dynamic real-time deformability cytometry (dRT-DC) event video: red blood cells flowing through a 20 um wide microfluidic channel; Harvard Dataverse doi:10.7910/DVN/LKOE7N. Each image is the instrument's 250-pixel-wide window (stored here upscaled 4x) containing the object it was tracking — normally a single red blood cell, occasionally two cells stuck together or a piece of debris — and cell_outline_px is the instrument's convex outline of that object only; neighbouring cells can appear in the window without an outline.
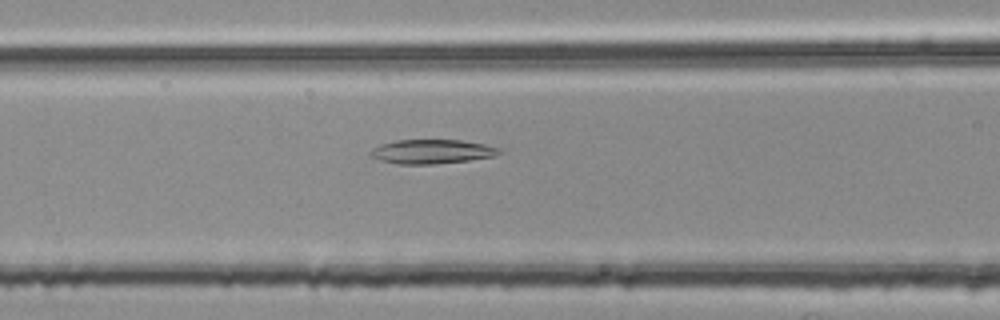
{"species": "common noctule bat (a hibernating species)", "species_latin": "Nyctalus noctula", "temperature_condition": "room temperature", "stored_images_in_passage": 35, "camera_frame_rate_fps": 3000, "um_per_image_px": 0.085, "animal": {"sex": "female", "body_mass_g": 25.1}, "frame": {"image": 1, "passage_image": 11, "time_ms": 3.333, "image_size_px": [1000, 320], "cell_outline_px": [[500, 152], [492, 156], [468, 160], [432, 164], [396, 164], [380, 160], [368, 156], [368, 152], [372, 148], [380, 144], [396, 140], [460, 140], [484, 144], [500, 148]], "centroid_in_image_um": [36.61, 12.88], "position_along_channel_um": 130.0, "area_um2": 18.09}}
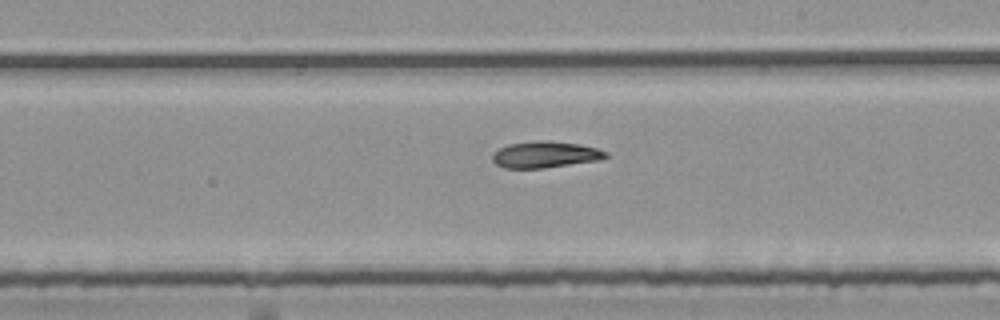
{"frame": {"image": 2, "passage_image": 20, "time_ms": 6.333, "image_size_px": [1000, 320], "cell_outline_px": [[608, 156], [600, 160], [544, 168], [504, 168], [496, 164], [492, 160], [492, 156], [500, 148], [508, 144], [536, 140], [548, 140], [580, 144], [596, 148], [608, 152]], "centroid_in_image_um": [46.36, 13.13], "position_along_channel_um": 242.6, "area_um2": 17.51}}
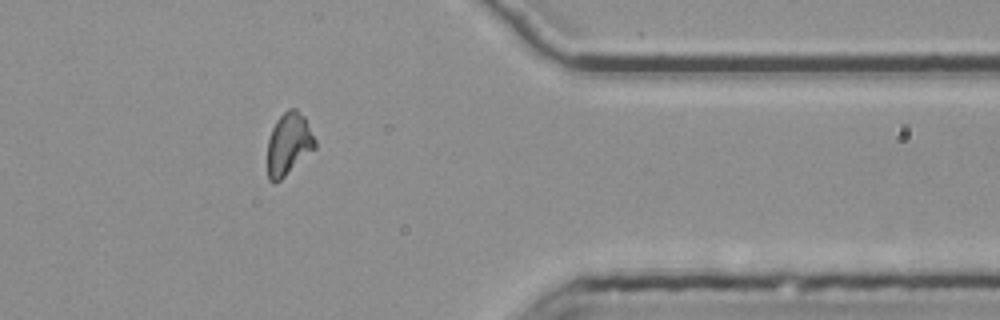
{"frame": {"image": 3, "passage_image": 33, "time_ms": 10.667, "image_size_px": [1000, 320], "cell_outline_px": [[316, 148], [276, 184], [272, 184], [268, 180], [268, 140], [272, 128], [276, 120], [288, 108], [296, 108], [304, 116], [316, 140]], "centroid_in_image_um": [24.53, 12.25], "position_along_channel_um": 386.9, "area_um2": 17.4}}